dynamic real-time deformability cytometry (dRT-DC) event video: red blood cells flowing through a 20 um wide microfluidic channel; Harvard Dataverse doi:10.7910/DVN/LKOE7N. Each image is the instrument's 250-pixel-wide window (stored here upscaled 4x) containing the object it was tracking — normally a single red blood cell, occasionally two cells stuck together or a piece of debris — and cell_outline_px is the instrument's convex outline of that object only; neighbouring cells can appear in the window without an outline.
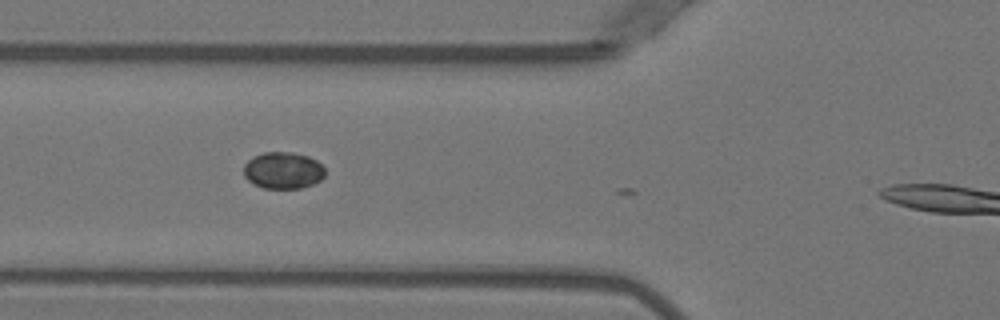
{"species": "Egyptian fruit bat (a non-hibernating species)", "species_latin": "Rousettus aegyptiacus", "temperature_condition": "warm", "stored_images_in_passage": 7, "camera_frame_rate_fps": 3000, "um_per_image_px": 0.085, "animal": {"sex": "female"}, "frame": {"image": 1, "passage_image": 4, "time_ms": 1.0, "image_size_px": [1000, 320], "cell_outline_px": [[324, 176], [320, 180], [312, 184], [300, 188], [264, 188], [252, 184], [244, 176], [244, 164], [252, 156], [264, 152], [292, 152], [308, 156], [316, 160], [324, 168]], "centroid_in_image_um": [24.03, 14.48], "position_along_channel_um": 101.8, "area_um2": 17.46}}